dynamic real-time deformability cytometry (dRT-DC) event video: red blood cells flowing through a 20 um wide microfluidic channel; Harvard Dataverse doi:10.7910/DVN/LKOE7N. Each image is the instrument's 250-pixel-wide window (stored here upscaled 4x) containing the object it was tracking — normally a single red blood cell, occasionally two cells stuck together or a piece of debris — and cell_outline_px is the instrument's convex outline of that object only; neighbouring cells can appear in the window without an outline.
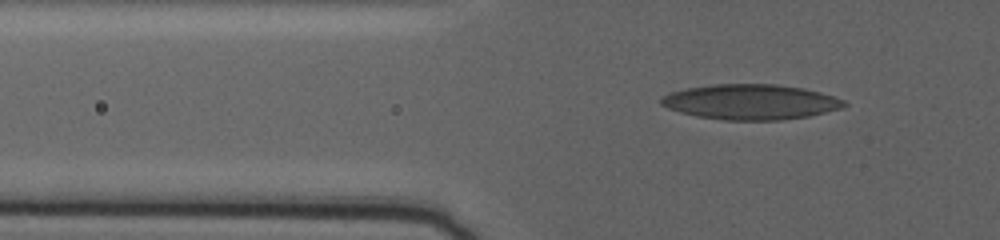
{"species": "human", "species_latin": "Homo sapiens", "temperature_condition": "warm", "stored_images_in_passage": 69, "camera_frame_rate_fps": 3000, "um_per_image_px": 0.085, "donor": {"sex": "female"}, "frame": {"image": 1, "passage_image": 21, "time_ms": 6.667, "image_size_px": [1000, 240], "cell_outline_px": [[848, 104], [844, 108], [808, 116], [780, 120], [724, 120], [696, 116], [680, 112], [668, 108], [660, 104], [660, 100], [664, 96], [672, 92], [688, 88], [716, 84], [776, 84], [800, 88], [820, 92], [844, 100]], "centroid_in_image_um": [63.83, 8.67], "position_along_channel_um": 62.0, "area_um2": 37.34}}
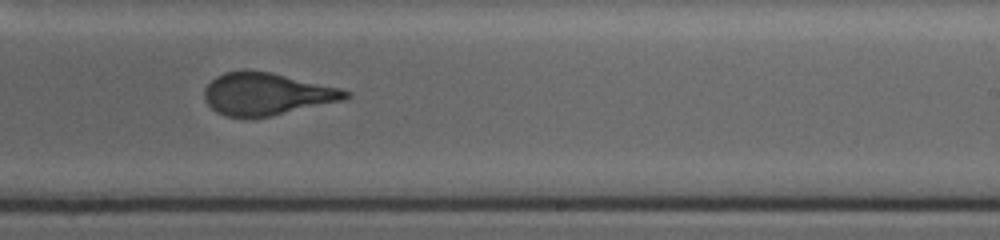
{"frame": {"image": 2, "passage_image": 45, "time_ms": 14.667, "image_size_px": [1000, 240], "cell_outline_px": [[352, 96], [344, 100], [272, 116], [244, 120], [228, 116], [216, 112], [204, 100], [204, 88], [216, 76], [224, 72], [244, 68], [272, 72], [340, 88], [352, 92]], "centroid_in_image_um": [22.65, 7.99], "position_along_channel_um": 266.4, "area_um2": 35.66}}
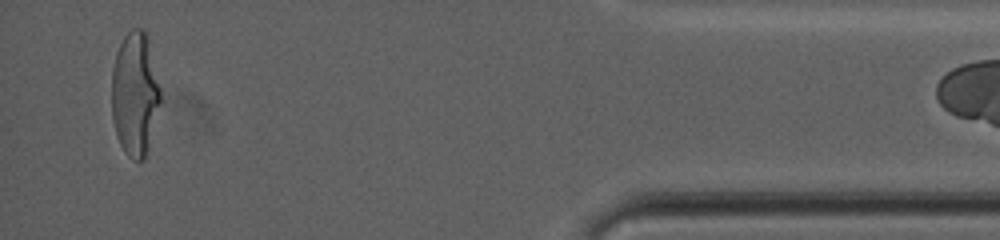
{"frame": {"image": 3, "passage_image": 67, "time_ms": 22.0, "image_size_px": [1000, 240], "cell_outline_px": [[160, 100], [144, 160], [132, 160], [124, 152], [116, 136], [112, 120], [112, 68], [116, 52], [124, 36], [132, 28], [144, 28], [148, 36], [160, 88]], "centroid_in_image_um": [11.45, 7.95], "position_along_channel_um": 423.8, "area_um2": 35.08}}